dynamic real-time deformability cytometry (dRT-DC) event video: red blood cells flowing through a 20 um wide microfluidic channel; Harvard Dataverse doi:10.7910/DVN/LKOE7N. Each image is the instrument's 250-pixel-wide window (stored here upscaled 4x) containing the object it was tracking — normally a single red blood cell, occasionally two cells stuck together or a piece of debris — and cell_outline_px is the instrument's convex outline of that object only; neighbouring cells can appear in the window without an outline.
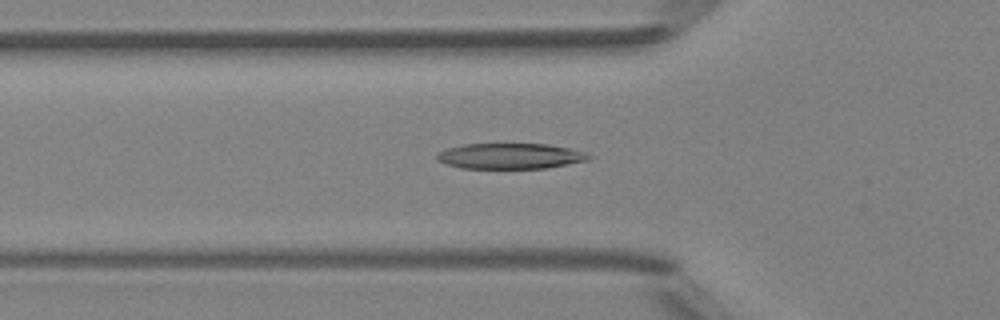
{"species": "Egyptian fruit bat (a non-hibernating species)", "species_latin": "Rousettus aegyptiacus", "temperature_condition": "room temperature", "stored_images_in_passage": 37, "segment_of_instrument_passage": [1, 2], "camera_frame_rate_fps": 3000, "um_per_image_px": 0.085, "animal": {"sex": "female"}, "frame": {"image": 1, "passage_image": 4, "time_ms": 1.0, "image_size_px": [1000, 320], "cell_outline_px": [[596, 156], [588, 160], [544, 168], [460, 168], [436, 160], [436, 156], [440, 152], [448, 148], [464, 144], [548, 144], [588, 152]], "centroid_in_image_um": [43.42, 13.26], "position_along_channel_um": 82.4, "area_um2": 22.6}}
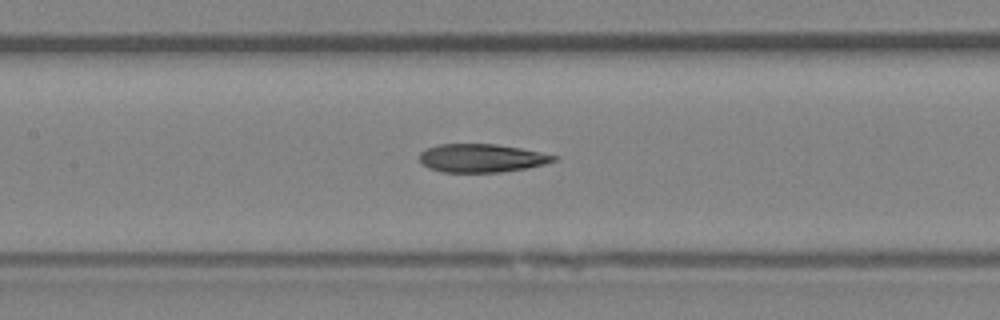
{"frame": {"image": 2, "passage_image": 10, "time_ms": 3.0, "image_size_px": [1000, 320], "cell_outline_px": [[560, 156], [556, 160], [544, 164], [528, 168], [500, 172], [440, 172], [428, 168], [420, 164], [420, 152], [428, 148], [440, 144], [496, 144], [520, 148]], "centroid_in_image_um": [40.93, 13.44], "position_along_channel_um": 166.5, "area_um2": 22.25}}
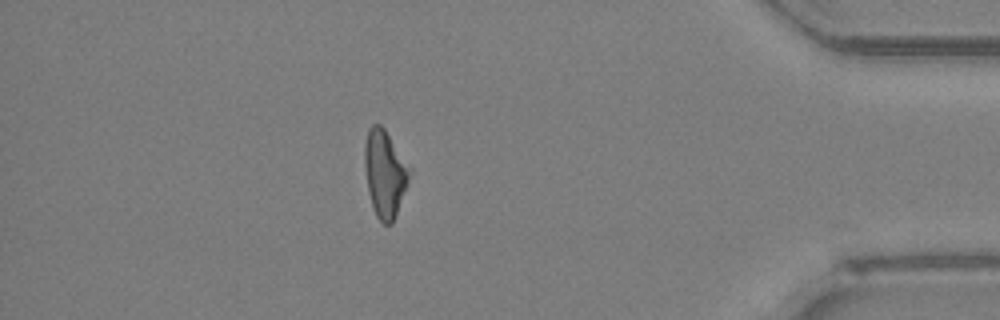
{"frame": {"image": 3, "passage_image": 30, "time_ms": 9.667, "image_size_px": [1000, 320], "cell_outline_px": [[412, 172], [392, 224], [384, 224], [376, 216], [372, 208], [368, 192], [364, 164], [364, 144], [368, 128], [372, 124], [380, 124], [384, 128], [412, 168]], "centroid_in_image_um": [32.71, 14.72], "position_along_channel_um": 402.5, "area_um2": 23.0}}